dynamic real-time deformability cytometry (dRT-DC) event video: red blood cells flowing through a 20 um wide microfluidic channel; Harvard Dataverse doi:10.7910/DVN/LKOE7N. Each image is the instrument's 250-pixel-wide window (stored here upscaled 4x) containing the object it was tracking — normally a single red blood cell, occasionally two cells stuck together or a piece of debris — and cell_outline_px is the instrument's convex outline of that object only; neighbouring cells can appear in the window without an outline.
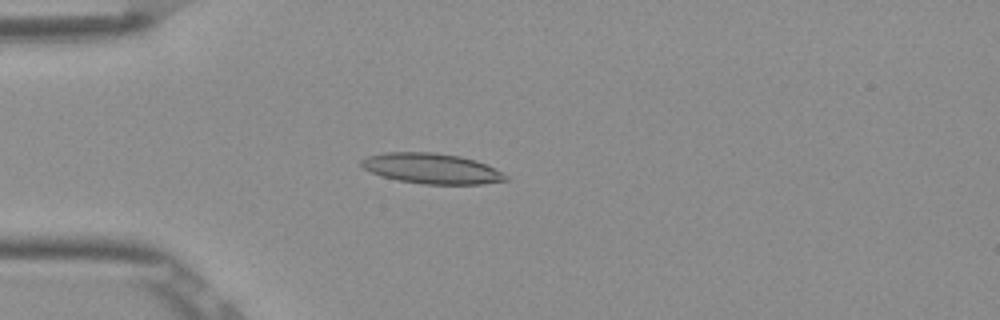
{"species": "Egyptian fruit bat (a non-hibernating species)", "species_latin": "Rousettus aegyptiacus", "temperature_condition": "room temperature", "stored_images_in_passage": 6, "camera_frame_rate_fps": 3000, "um_per_image_px": 0.085, "frame": {"image": 1, "passage_image": 5, "time_ms": 1.333, "image_size_px": [1000, 320], "cell_outline_px": [[508, 180], [480, 184], [424, 184], [396, 180], [380, 176], [364, 168], [360, 164], [360, 160], [368, 156], [384, 152], [432, 152], [460, 156], [476, 160], [508, 176]], "centroid_in_image_um": [36.64, 14.32], "position_along_channel_um": 48.4, "area_um2": 25.43}}